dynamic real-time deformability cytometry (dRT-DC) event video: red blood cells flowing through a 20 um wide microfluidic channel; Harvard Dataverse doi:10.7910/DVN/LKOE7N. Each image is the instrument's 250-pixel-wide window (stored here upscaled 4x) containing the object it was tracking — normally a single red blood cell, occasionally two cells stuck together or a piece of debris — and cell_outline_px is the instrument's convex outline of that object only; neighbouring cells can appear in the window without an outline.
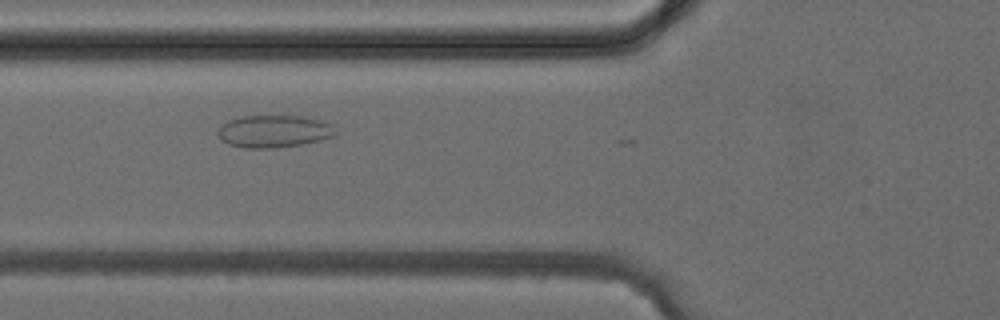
{"species": "common noctule bat (a hibernating species)", "species_latin": "Nyctalus noctula", "temperature_condition": "cold", "stored_images_in_passage": 3, "camera_frame_rate_fps": 3000, "um_per_image_px": 0.085, "animal": {"sex": "female", "body_mass_g": 24.6, "forearm_length_mm": 56.2}, "frame": {"image": 1, "passage_image": 3, "time_ms": 3.333, "image_size_px": [1000, 320], "cell_outline_px": [[336, 136], [320, 140], [300, 144], [272, 148], [244, 148], [228, 144], [220, 140], [216, 132], [228, 120], [244, 116], [300, 116], [320, 120], [332, 124], [336, 132]], "centroid_in_image_um": [23.27, 11.17], "position_along_channel_um": 102.5, "area_um2": 22.14}}